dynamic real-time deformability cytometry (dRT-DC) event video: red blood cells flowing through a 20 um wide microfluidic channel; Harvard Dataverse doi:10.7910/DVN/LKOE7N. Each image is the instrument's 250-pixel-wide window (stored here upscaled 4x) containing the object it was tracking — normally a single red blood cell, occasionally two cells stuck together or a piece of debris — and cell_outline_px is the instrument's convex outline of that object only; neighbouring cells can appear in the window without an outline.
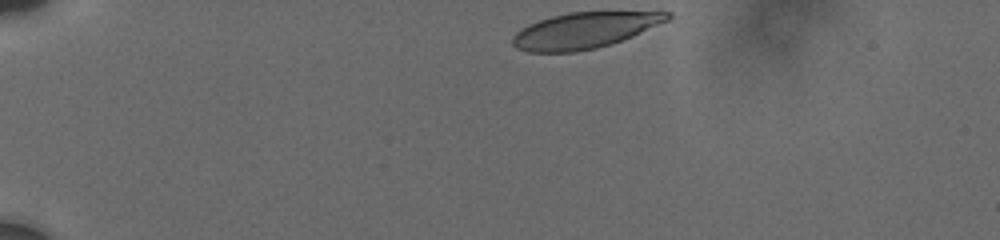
{"species": "human", "species_latin": "Homo sapiens", "temperature_condition": "cold", "stored_images_in_passage": 42, "camera_frame_rate_fps": 3000, "um_per_image_px": 0.085, "donor": {"sex": "male"}, "frame": {"image": 1, "passage_image": 1, "time_ms": 0.0, "image_size_px": [1000, 240], "cell_outline_px": [[672, 16], [668, 20], [632, 36], [596, 48], [576, 52], [528, 52], [516, 48], [512, 44], [512, 36], [520, 28], [528, 24], [552, 16], [568, 12], [672, 12]], "centroid_in_image_um": [49.62, 2.58], "position_along_channel_um": 35.4, "area_um2": 32.19}}
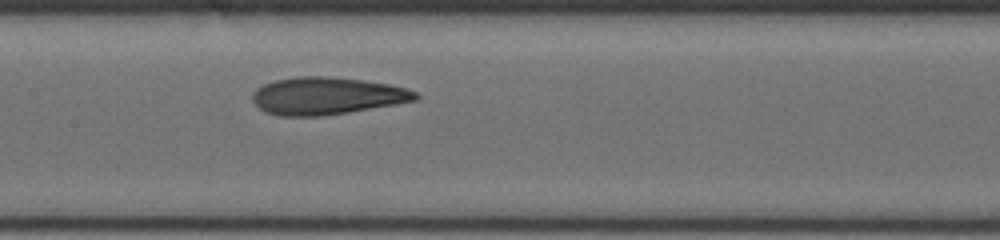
{"frame": {"image": 2, "passage_image": 25, "time_ms": 6.0, "image_size_px": [1000, 240], "cell_outline_px": [[420, 96], [416, 100], [396, 104], [348, 112], [320, 116], [280, 116], [264, 112], [252, 100], [252, 92], [256, 88], [264, 84], [276, 80], [296, 76], [328, 76], [364, 80], [388, 84], [408, 88], [416, 92]], "centroid_in_image_um": [27.77, 8.14], "position_along_channel_um": 179.6, "area_um2": 35.6}}
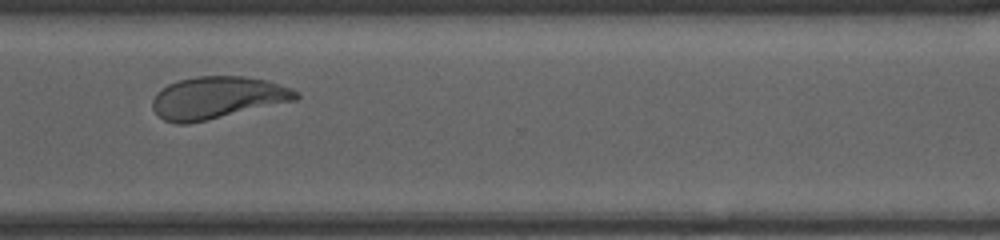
{"frame": {"image": 3, "passage_image": 41, "time_ms": 10.667, "image_size_px": [1000, 240], "cell_outline_px": [[300, 96], [296, 100], [188, 124], [176, 124], [164, 120], [152, 108], [152, 100], [156, 92], [168, 84], [180, 80], [196, 76], [244, 76], [268, 80], [292, 88], [300, 92]], "centroid_in_image_um": [18.48, 8.29], "position_along_channel_um": 352.1, "area_um2": 35.26}}